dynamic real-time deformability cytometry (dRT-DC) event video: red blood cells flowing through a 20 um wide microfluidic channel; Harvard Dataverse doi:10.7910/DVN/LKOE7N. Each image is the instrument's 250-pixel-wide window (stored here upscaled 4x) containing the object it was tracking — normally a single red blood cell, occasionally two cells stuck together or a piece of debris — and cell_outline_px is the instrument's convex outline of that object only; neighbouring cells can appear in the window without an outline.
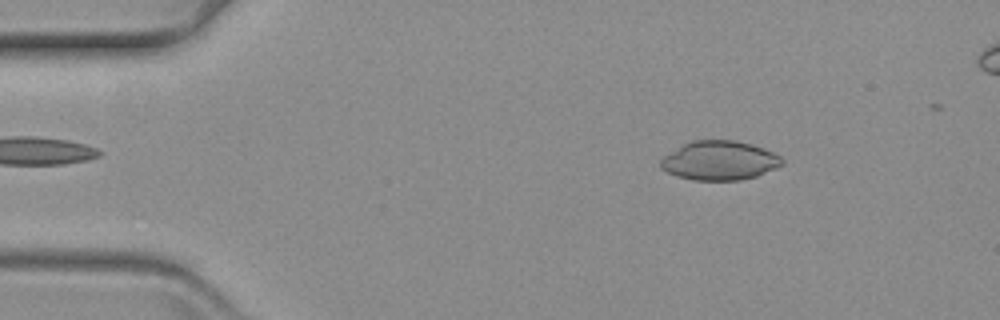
{"species": "common noctule bat (a hibernating species)", "species_latin": "Nyctalus noctula", "temperature_condition": "warm", "stored_images_in_passage": 51, "camera_frame_rate_fps": 3000, "um_per_image_px": 0.085, "animal": {"sex": "female", "body_mass_g": 19.3, "forearm_length_mm": 54.1}, "frame": {"image": 1, "passage_image": 8, "time_ms": 2.333, "image_size_px": [1000, 320], "cell_outline_px": [[784, 164], [756, 176], [740, 180], [696, 180], [676, 176], [660, 168], [660, 160], [664, 156], [684, 144], [692, 140], [732, 140], [752, 144], [764, 148], [780, 156], [784, 160]], "centroid_in_image_um": [61.16, 13.64], "position_along_channel_um": 23.8, "area_um2": 27.57}}
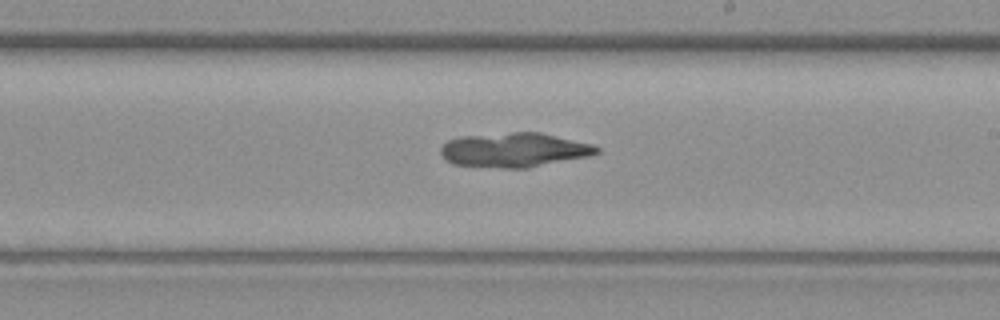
{"frame": {"image": 2, "passage_image": 34, "time_ms": 11.0, "image_size_px": [1000, 320], "cell_outline_px": [[600, 152], [588, 156], [528, 168], [504, 168], [452, 164], [444, 160], [440, 152], [440, 148], [448, 140], [460, 136], [512, 132], [540, 132], [592, 144], [600, 148]], "centroid_in_image_um": [43.68, 12.74], "position_along_channel_um": 245.3, "area_um2": 31.33}}
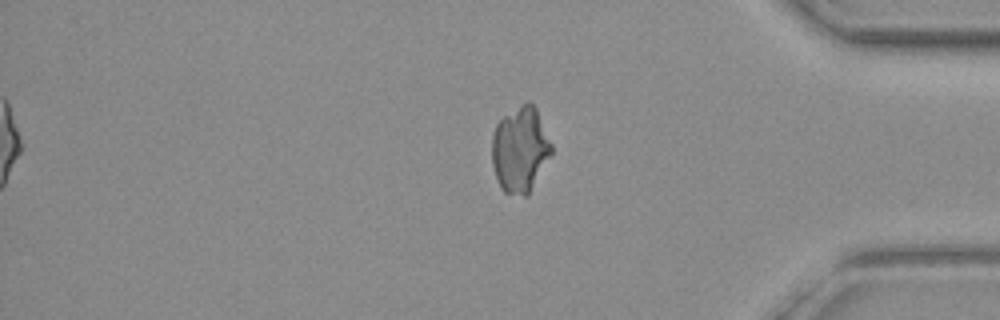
{"frame": {"image": 3, "passage_image": 49, "time_ms": 16.0, "image_size_px": [1000, 320], "cell_outline_px": [[552, 152], [528, 196], [524, 196], [504, 192], [500, 188], [492, 164], [492, 136], [496, 124], [504, 116], [528, 100], [536, 108], [552, 144]], "centroid_in_image_um": [44.21, 12.72], "position_along_channel_um": 391.0, "area_um2": 29.54}}